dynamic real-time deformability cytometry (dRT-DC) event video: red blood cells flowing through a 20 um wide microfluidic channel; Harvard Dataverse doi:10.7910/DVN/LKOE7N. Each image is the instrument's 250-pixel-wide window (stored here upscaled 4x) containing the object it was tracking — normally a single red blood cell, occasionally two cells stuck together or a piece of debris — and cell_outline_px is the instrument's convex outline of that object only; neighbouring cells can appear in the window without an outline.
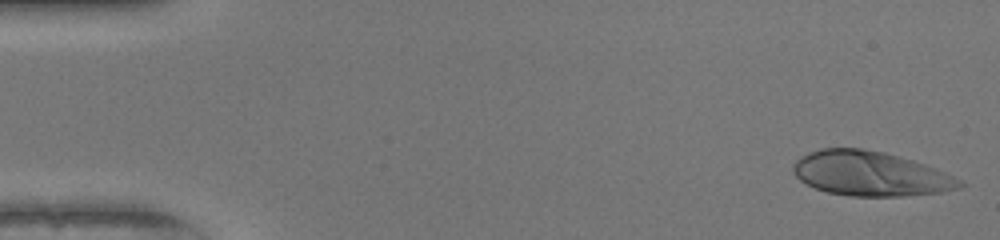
{"species": "human", "species_latin": "Homo sapiens", "temperature_condition": "warm", "stored_images_in_passage": 49, "camera_frame_rate_fps": 3000, "um_per_image_px": 0.085, "donor": {"sex": "female"}, "frame": {"image": 1, "passage_image": 1, "time_ms": 0.0, "image_size_px": [1000, 240], "cell_outline_px": [[964, 184], [960, 188], [940, 192], [904, 196], [848, 196], [828, 192], [816, 188], [800, 180], [792, 172], [792, 164], [800, 156], [808, 152], [820, 148], [860, 148], [884, 152], [912, 160], [924, 164], [944, 172], [960, 180]], "centroid_in_image_um": [73.93, 14.76], "position_along_channel_um": 11.1, "area_um2": 43.12}}
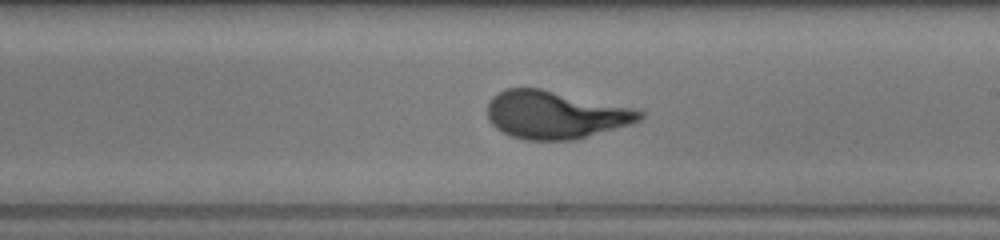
{"frame": {"image": 2, "passage_image": 28, "time_ms": 9.0, "image_size_px": [1000, 240], "cell_outline_px": [[644, 116], [640, 120], [628, 124], [572, 140], [524, 140], [512, 136], [496, 128], [488, 120], [488, 104], [492, 96], [508, 88], [540, 88], [632, 108], [644, 112]], "centroid_in_image_um": [47.15, 9.75], "position_along_channel_um": 241.9, "area_um2": 41.79}}
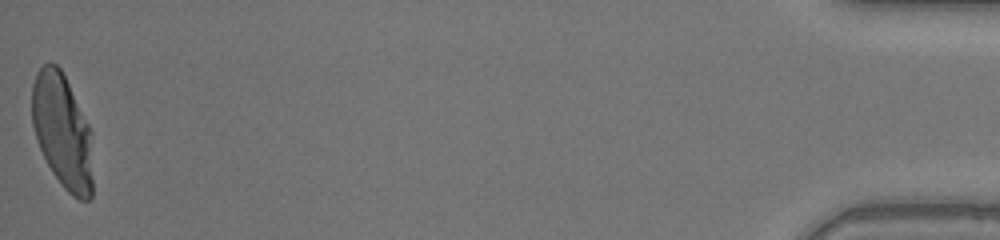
{"frame": {"image": 3, "passage_image": 49, "time_ms": 16.0, "image_size_px": [1000, 240], "cell_outline_px": [[92, 196], [88, 200], [80, 200], [72, 196], [60, 184], [52, 172], [36, 140], [32, 124], [32, 84], [36, 72], [44, 64], [56, 64], [60, 68], [92, 132]], "centroid_in_image_um": [5.3, 11.19], "position_along_channel_um": 429.9, "area_um2": 40.58}, "authors_computed_cell_mechanics": {"area_um2": 41.2114, "velocity_mm_per_s": 4.1271, "shape_relaxation_time_tau1_ms": 5.8686, "shape_relaxation_time_tau2_ms": null, "deformation_change_tau1": 0.3074, "deformation_change_tau2": null}}